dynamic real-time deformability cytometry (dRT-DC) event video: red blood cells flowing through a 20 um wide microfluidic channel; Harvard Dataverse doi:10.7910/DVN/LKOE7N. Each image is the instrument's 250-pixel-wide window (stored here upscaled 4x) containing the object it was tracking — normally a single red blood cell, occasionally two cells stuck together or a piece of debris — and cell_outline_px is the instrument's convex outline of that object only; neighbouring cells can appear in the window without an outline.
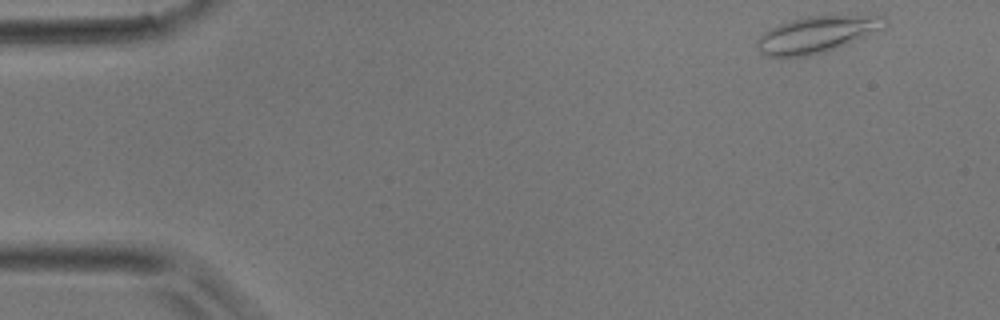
{"species": "common noctule bat (a hibernating species)", "species_latin": "Nyctalus noctula", "temperature_condition": "room temperature", "stored_images_in_passage": 5, "camera_frame_rate_fps": 3000, "um_per_image_px": 0.085, "animal": {"sex": "male", "body_mass_g": 17.9}, "frame": {"image": 1, "passage_image": 1, "time_ms": 0.0, "image_size_px": [1000, 320], "cell_outline_px": [[888, 20], [884, 28], [824, 52], [804, 56], [780, 60], [768, 56], [760, 52], [756, 48], [756, 40], [764, 32], [780, 24], [792, 20], [808, 16], [884, 16]], "centroid_in_image_um": [69.33, 2.96], "position_along_channel_um": 15.7, "area_um2": 26.88}}